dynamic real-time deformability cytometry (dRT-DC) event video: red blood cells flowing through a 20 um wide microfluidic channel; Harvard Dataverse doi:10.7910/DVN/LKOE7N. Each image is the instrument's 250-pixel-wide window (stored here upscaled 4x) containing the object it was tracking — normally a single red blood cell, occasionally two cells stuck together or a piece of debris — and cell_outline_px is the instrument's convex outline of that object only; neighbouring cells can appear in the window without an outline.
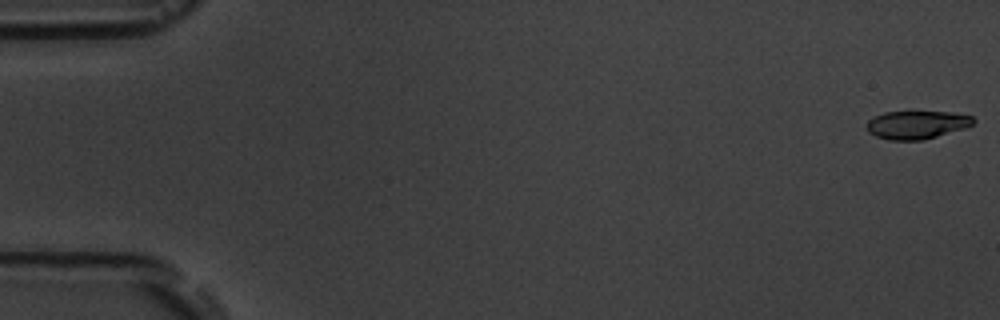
{"species": "common noctule bat (a hibernating species)", "species_latin": "Nyctalus noctula", "temperature_condition": "room temperature", "stored_images_in_passage": 7, "camera_frame_rate_fps": 3000, "um_per_image_px": 0.085, "animal": {"sex": "male", "body_mass_g": 19.5, "forearm_length_mm": 54.6}, "frame": {"image": 1, "passage_image": 1, "time_ms": 0.0, "image_size_px": [1000, 320], "cell_outline_px": [[976, 120], [972, 124], [964, 128], [936, 136], [920, 140], [888, 140], [876, 136], [868, 132], [868, 120], [884, 112], [912, 108], [952, 112], [972, 116]], "centroid_in_image_um": [77.92, 10.54], "position_along_channel_um": 7.1, "area_um2": 18.21}}
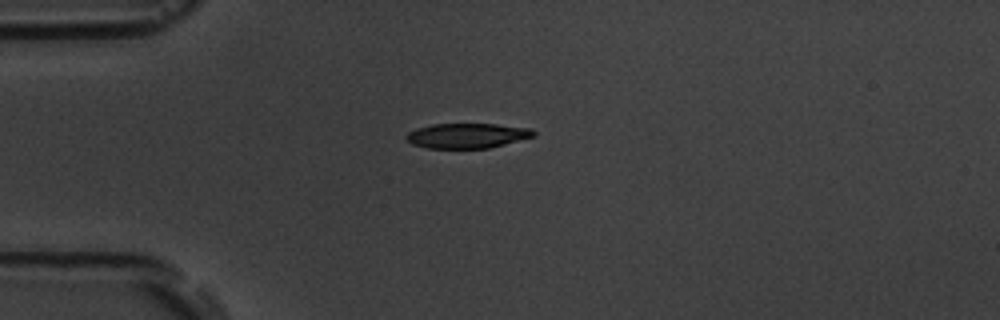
{"frame": {"image": 2, "passage_image": 5, "time_ms": 4.667, "image_size_px": [1000, 320], "cell_outline_px": [[536, 136], [488, 148], [428, 148], [412, 144], [404, 136], [408, 132], [416, 128], [432, 124], [496, 124], [532, 128], [536, 132]], "centroid_in_image_um": [39.72, 11.52], "position_along_channel_um": 45.3, "area_um2": 18.55}}
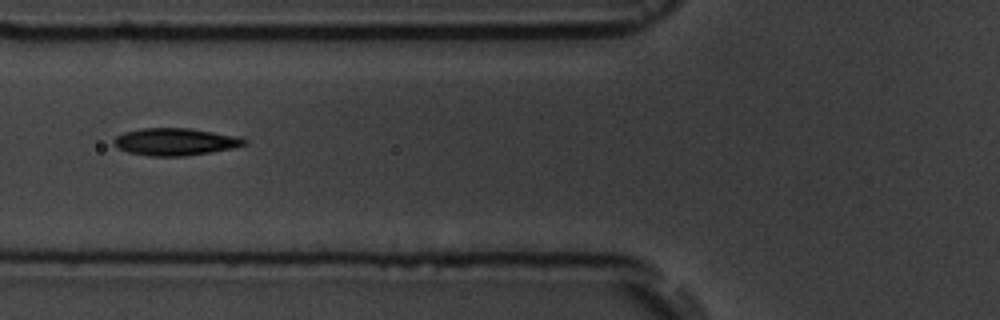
{"frame": {"image": 3, "passage_image": 7, "time_ms": 7.0, "image_size_px": [1000, 320], "cell_outline_px": [[248, 144], [232, 148], [184, 156], [148, 156], [128, 152], [116, 148], [112, 140], [116, 136], [124, 132], [140, 128], [188, 128], [240, 136], [248, 140]], "centroid_in_image_um": [14.88, 12.04], "position_along_channel_um": 110.9, "area_um2": 20.87}}